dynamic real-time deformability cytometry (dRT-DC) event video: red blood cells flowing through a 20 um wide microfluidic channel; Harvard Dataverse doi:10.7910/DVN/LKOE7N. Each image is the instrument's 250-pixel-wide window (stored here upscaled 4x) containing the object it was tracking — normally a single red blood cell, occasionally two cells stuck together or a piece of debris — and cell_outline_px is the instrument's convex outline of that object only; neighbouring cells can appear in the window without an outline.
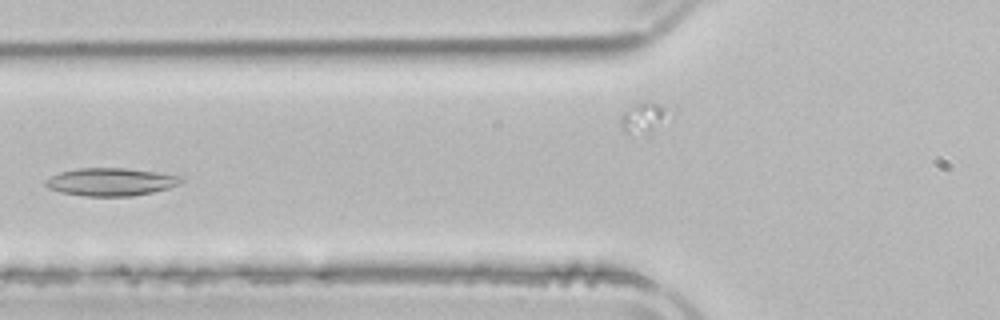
{"species": "common noctule bat (a hibernating species)", "species_latin": "Nyctalus noctula", "temperature_condition": "room temperature", "stored_images_in_passage": 6, "camera_frame_rate_fps": 3000, "um_per_image_px": 0.085, "animal": {"sex": "male", "body_mass_g": 21.5, "forearm_length_mm": 52.0}, "frame": {"image": 1, "passage_image": 5, "time_ms": 6.333, "image_size_px": [1000, 320], "cell_outline_px": [[184, 180], [168, 188], [152, 192], [132, 196], [84, 196], [60, 192], [48, 188], [44, 184], [44, 180], [60, 172], [76, 168], [128, 168], [184, 176]], "centroid_in_image_um": [9.4, 15.45], "position_along_channel_um": 116.4, "area_um2": 22.02}}